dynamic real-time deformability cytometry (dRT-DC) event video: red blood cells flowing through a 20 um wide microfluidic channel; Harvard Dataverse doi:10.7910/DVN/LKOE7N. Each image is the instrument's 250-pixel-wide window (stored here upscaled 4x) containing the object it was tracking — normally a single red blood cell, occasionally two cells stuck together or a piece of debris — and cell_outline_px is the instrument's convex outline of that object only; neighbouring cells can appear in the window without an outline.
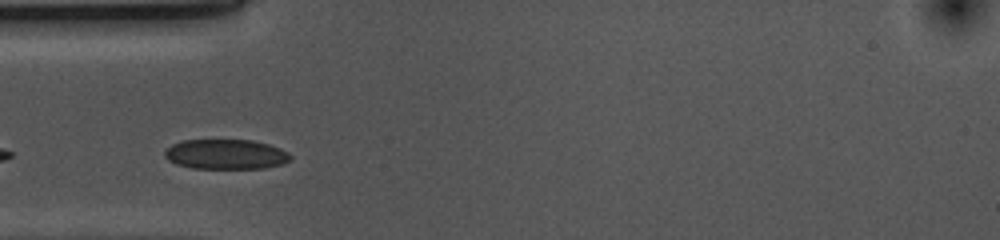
{"species": "common noctule bat (a hibernating species)", "species_latin": "Nyctalus noctula", "temperature_condition": "cold", "stored_images_in_passage": 6, "camera_frame_rate_fps": 3000, "um_per_image_px": 0.085, "animal": {"sex": "female", "body_mass_g": 10.0, "forearm_length_mm": 53.1}, "frame": {"image": 1, "passage_image": 3, "time_ms": 0.667, "image_size_px": [1000, 240], "cell_outline_px": [[292, 160], [284, 164], [264, 168], [192, 168], [176, 164], [168, 160], [164, 156], [164, 152], [172, 144], [184, 140], [252, 140], [268, 144], [280, 148], [288, 152], [292, 156]], "centroid_in_image_um": [19.23, 13.12], "position_along_channel_um": 65.8, "area_um2": 22.02}}